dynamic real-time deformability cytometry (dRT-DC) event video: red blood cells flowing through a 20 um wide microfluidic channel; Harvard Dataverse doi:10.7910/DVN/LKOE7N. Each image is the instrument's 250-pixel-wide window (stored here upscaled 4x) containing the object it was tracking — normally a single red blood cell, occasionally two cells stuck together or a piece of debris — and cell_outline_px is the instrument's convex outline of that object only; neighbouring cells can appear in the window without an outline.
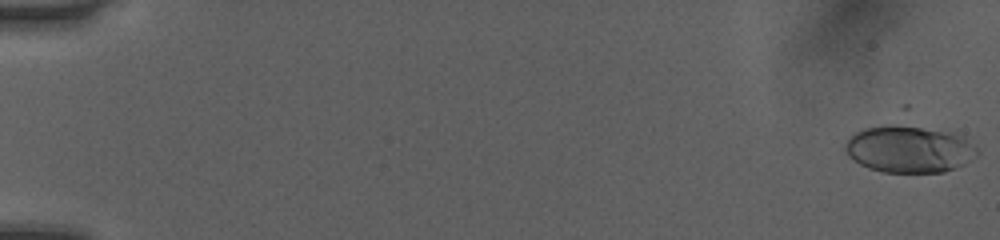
{"species": "human", "species_latin": "Homo sapiens", "temperature_condition": "room temperature", "stored_images_in_passage": 51, "camera_frame_rate_fps": 3000, "um_per_image_px": 0.085, "donor": {"sex": "female"}, "frame": {"image": 1, "passage_image": 1, "time_ms": 0.0, "image_size_px": [1000, 240], "cell_outline_px": [[980, 152], [976, 156], [964, 164], [944, 172], [884, 172], [868, 168], [860, 164], [848, 156], [844, 148], [848, 140], [856, 132], [864, 128], [884, 124], [908, 124], [952, 132], [964, 136]], "centroid_in_image_um": [77.29, 12.65], "position_along_channel_um": 7.7, "area_um2": 36.47}}
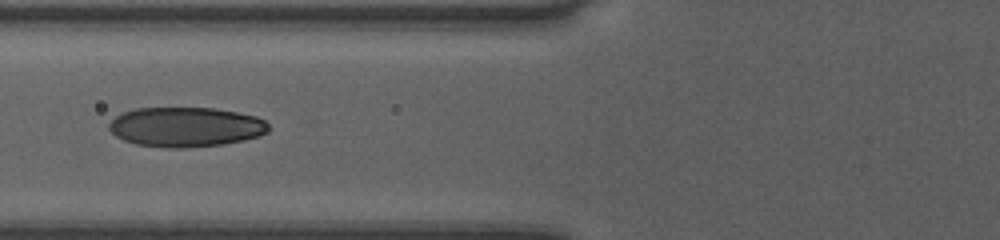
{"frame": {"image": 2, "passage_image": 22, "time_ms": 7.0, "image_size_px": [1000, 240], "cell_outline_px": [[268, 132], [260, 136], [244, 140], [224, 144], [184, 148], [168, 148], [136, 144], [124, 140], [116, 136], [108, 128], [108, 124], [116, 116], [124, 112], [136, 108], [212, 108], [236, 112], [256, 116], [264, 120], [268, 124]], "centroid_in_image_um": [15.79, 10.8], "position_along_channel_um": 110.0, "area_um2": 36.93}}
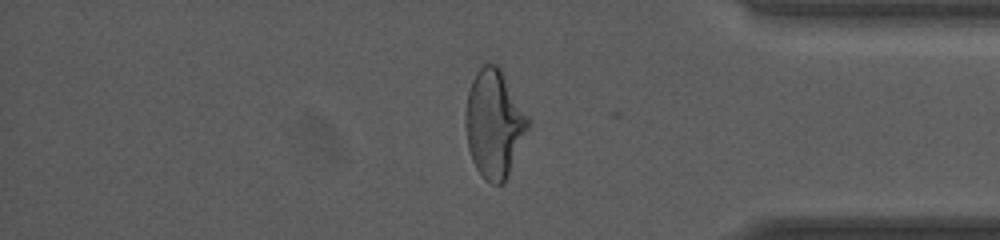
{"frame": {"image": 3, "passage_image": 44, "time_ms": 14.333, "image_size_px": [1000, 240], "cell_outline_px": [[528, 128], [508, 176], [504, 184], [492, 184], [484, 180], [480, 176], [472, 160], [468, 148], [464, 124], [464, 120], [468, 92], [472, 80], [476, 72], [484, 64], [496, 64], [500, 68], [528, 116]], "centroid_in_image_um": [41.97, 10.55], "position_along_channel_um": 393.2, "area_um2": 39.13}}